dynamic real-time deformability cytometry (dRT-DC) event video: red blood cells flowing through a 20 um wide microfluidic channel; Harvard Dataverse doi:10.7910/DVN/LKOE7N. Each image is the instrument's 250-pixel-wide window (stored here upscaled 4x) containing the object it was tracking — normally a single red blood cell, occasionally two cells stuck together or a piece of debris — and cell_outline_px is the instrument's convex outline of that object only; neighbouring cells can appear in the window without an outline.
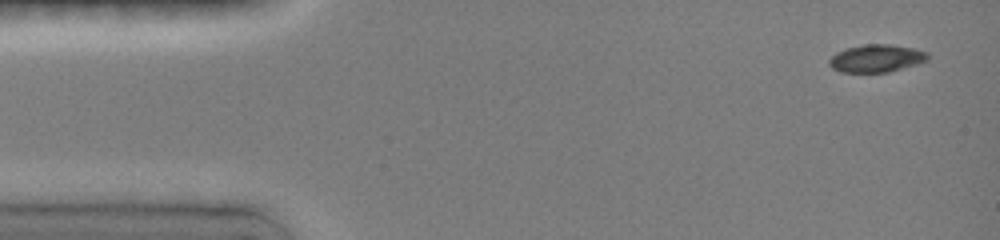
{"species": "common noctule bat (a hibernating species)", "species_latin": "Nyctalus noctula", "temperature_condition": "room temperature", "stored_images_in_passage": 5, "camera_frame_rate_fps": 3000, "um_per_image_px": 0.085, "animal": {"sex": "female", "body_mass_g": 19.0, "forearm_length_mm": 51.5}, "frame": {"image": 1, "passage_image": 1, "time_ms": 0.0, "image_size_px": [1000, 240], "cell_outline_px": [[928, 60], [916, 64], [888, 72], [840, 72], [832, 68], [828, 64], [828, 60], [836, 52], [844, 48], [864, 44], [892, 44], [916, 48], [928, 52]], "centroid_in_image_um": [74.48, 4.94], "position_along_channel_um": 10.5, "area_um2": 16.07}}
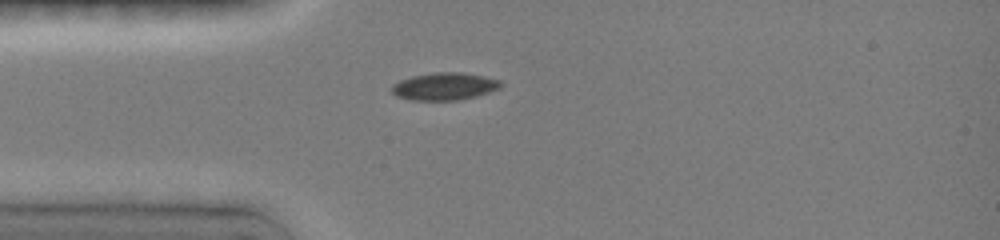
{"frame": {"image": 2, "passage_image": 5, "time_ms": 3.333, "image_size_px": [1000, 240], "cell_outline_px": [[500, 88], [476, 96], [456, 100], [412, 100], [396, 96], [392, 92], [392, 88], [400, 80], [412, 76], [440, 72], [456, 72], [480, 76], [500, 80]], "centroid_in_image_um": [37.76, 7.35], "position_along_channel_um": 47.2, "area_um2": 16.94}}